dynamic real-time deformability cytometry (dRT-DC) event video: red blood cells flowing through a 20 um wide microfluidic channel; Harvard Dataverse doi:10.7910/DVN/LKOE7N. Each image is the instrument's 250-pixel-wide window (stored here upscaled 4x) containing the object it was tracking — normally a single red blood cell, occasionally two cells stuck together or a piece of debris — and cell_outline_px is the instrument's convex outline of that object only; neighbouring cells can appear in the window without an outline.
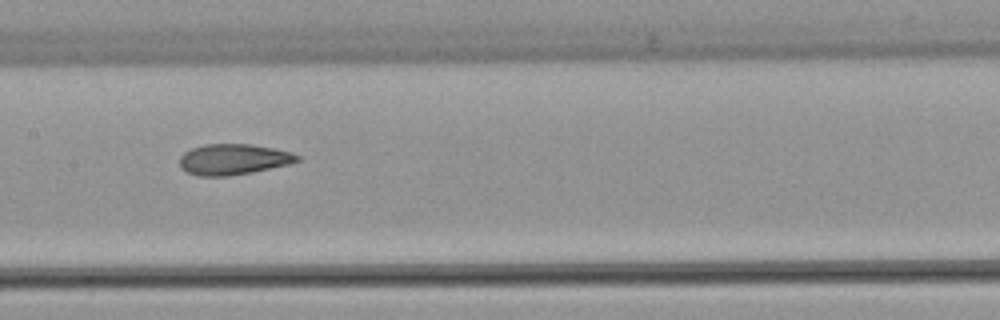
{"species": "common noctule bat (a hibernating species)", "species_latin": "Nyctalus noctula", "temperature_condition": "warm", "stored_images_in_passage": 37, "camera_frame_rate_fps": 3000, "um_per_image_px": 0.085, "animal": {"sex": "female", "body_mass_g": 22.7, "forearm_length_mm": 54.2}, "frame": {"image": 1, "passage_image": 11, "time_ms": 3.333, "image_size_px": [1000, 320], "cell_outline_px": [[300, 160], [292, 164], [252, 172], [228, 176], [200, 176], [188, 172], [180, 168], [180, 156], [184, 152], [192, 148], [204, 144], [252, 144], [292, 152], [300, 156]], "centroid_in_image_um": [19.86, 13.54], "position_along_channel_um": 187.5, "area_um2": 21.21}, "authors_computed_cell_mechanics": {"area_um2": 21.386, "velocity_mm_per_s": 3.9845, "shape_relaxation_time_tau1_ms": null, "shape_relaxation_time_tau2_ms": 2.437, "deformation_change_tau1": null, "deformation_change_tau2": 0.1022}}